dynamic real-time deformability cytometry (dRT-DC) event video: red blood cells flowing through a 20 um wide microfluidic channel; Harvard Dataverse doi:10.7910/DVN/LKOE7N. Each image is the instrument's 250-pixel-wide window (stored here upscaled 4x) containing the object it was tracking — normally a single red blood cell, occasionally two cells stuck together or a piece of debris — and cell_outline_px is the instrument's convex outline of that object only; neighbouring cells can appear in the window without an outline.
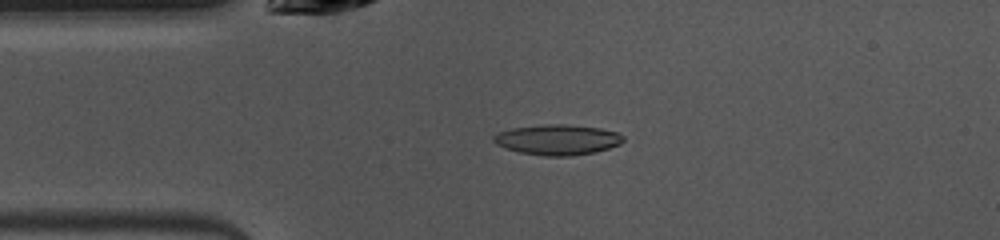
{"species": "common noctule bat (a hibernating species)", "species_latin": "Nyctalus noctula", "temperature_condition": "warm", "stored_images_in_passage": 44, "camera_frame_rate_fps": 3000, "um_per_image_px": 0.085, "animal": {"sex": "female", "body_mass_g": 10.0, "forearm_length_mm": 53.1}, "frame": {"image": 1, "passage_image": 6, "time_ms": 1.667, "image_size_px": [1000, 240], "cell_outline_px": [[624, 140], [620, 144], [596, 152], [572, 156], [544, 156], [520, 152], [496, 144], [492, 140], [492, 136], [500, 132], [512, 128], [548, 124], [564, 124], [600, 128], [616, 132], [624, 136]], "centroid_in_image_um": [47.41, 11.88], "position_along_channel_um": 37.6, "area_um2": 22.83}}
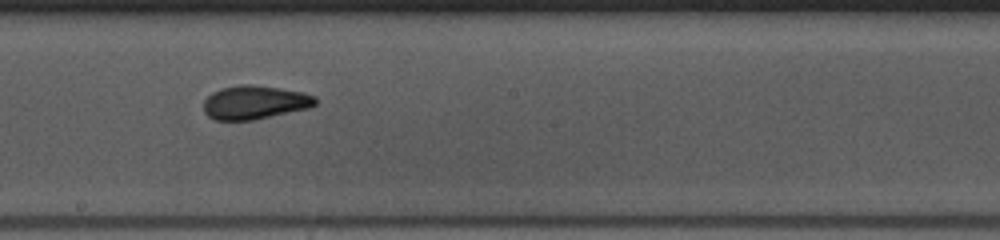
{"frame": {"image": 2, "passage_image": 21, "time_ms": 6.667, "image_size_px": [1000, 240], "cell_outline_px": [[316, 104], [308, 108], [252, 120], [216, 120], [208, 116], [204, 112], [204, 100], [212, 92], [220, 88], [240, 84], [248, 84], [280, 88], [304, 92], [316, 96]], "centroid_in_image_um": [21.64, 8.69], "position_along_channel_um": 226.6, "area_um2": 21.91}}
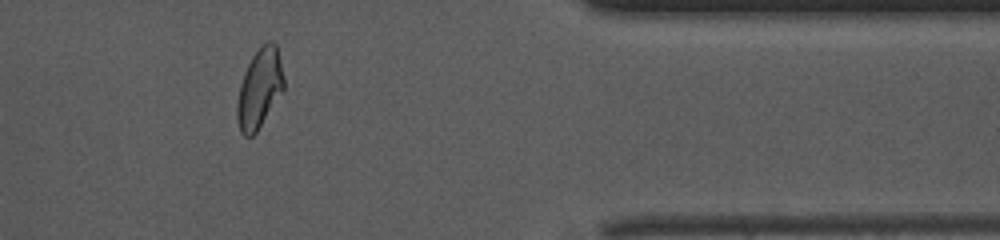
{"frame": {"image": 3, "passage_image": 35, "time_ms": 11.333, "image_size_px": [1000, 240], "cell_outline_px": [[284, 88], [256, 132], [252, 136], [244, 136], [240, 132], [236, 116], [236, 104], [240, 84], [244, 72], [252, 56], [268, 40], [272, 40], [276, 44], [284, 80]], "centroid_in_image_um": [22.03, 7.53], "position_along_channel_um": 389.4, "area_um2": 21.27}, "authors_computed_cell_mechanics": {"area_um2": 21.6461, "velocity_mm_per_s": 4.0651, "shape_relaxation_time_tau1_ms": 3.378, "shape_relaxation_time_tau2_ms": 2.1737, "deformation_change_tau1": 0.1354, "deformation_change_tau2": 0.0831}}